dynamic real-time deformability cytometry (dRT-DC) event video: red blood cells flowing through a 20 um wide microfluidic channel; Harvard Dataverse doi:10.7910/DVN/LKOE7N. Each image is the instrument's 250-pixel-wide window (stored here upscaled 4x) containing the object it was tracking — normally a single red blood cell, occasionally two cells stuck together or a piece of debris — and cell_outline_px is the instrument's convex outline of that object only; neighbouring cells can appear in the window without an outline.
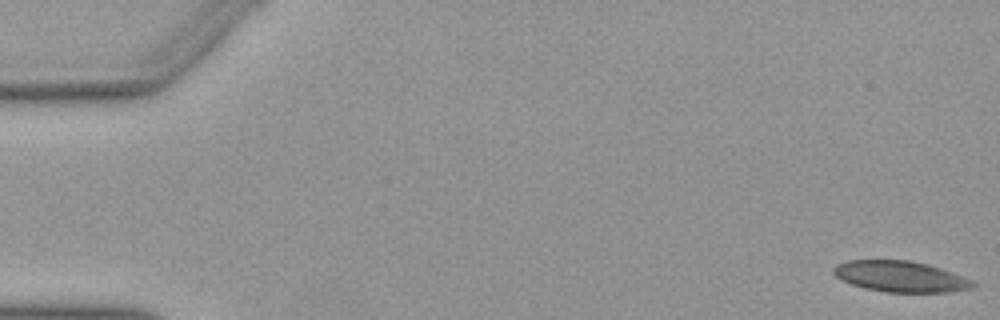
{"species": "Egyptian fruit bat (a non-hibernating species)", "species_latin": "Rousettus aegyptiacus", "temperature_condition": "warm", "stored_images_in_passage": 52, "camera_frame_rate_fps": 3000, "um_per_image_px": 0.085, "animal": {"sex": "female"}, "frame": {"image": 1, "passage_image": 1, "time_ms": 0.0, "image_size_px": [1000, 320], "cell_outline_px": [[976, 284], [972, 288], [948, 292], [884, 292], [864, 288], [840, 280], [832, 272], [832, 268], [836, 264], [848, 260], [908, 260], [928, 264], [952, 272], [972, 280]], "centroid_in_image_um": [76.5, 23.5], "position_along_channel_um": 8.5, "area_um2": 25.2}}
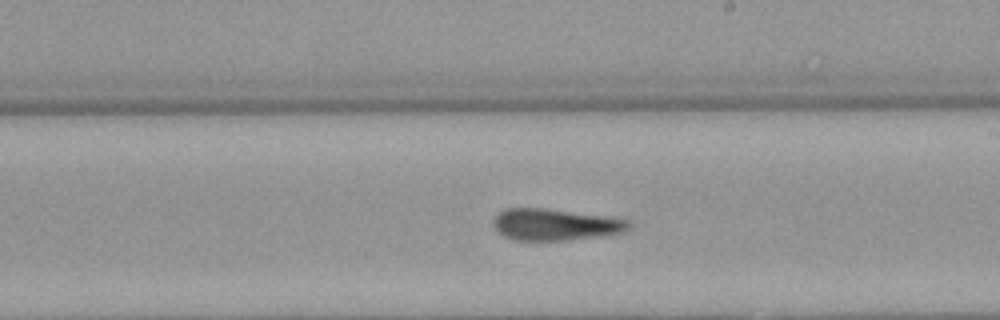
{"frame": {"image": 2, "passage_image": 30, "time_ms": 9.667, "image_size_px": [1000, 320], "cell_outline_px": [[632, 228], [624, 232], [604, 236], [568, 240], [512, 240], [496, 232], [492, 224], [492, 220], [504, 208], [544, 208], [604, 216], [628, 220], [632, 224]], "centroid_in_image_um": [47.18, 19.1], "position_along_channel_um": 241.8, "area_um2": 25.2}}
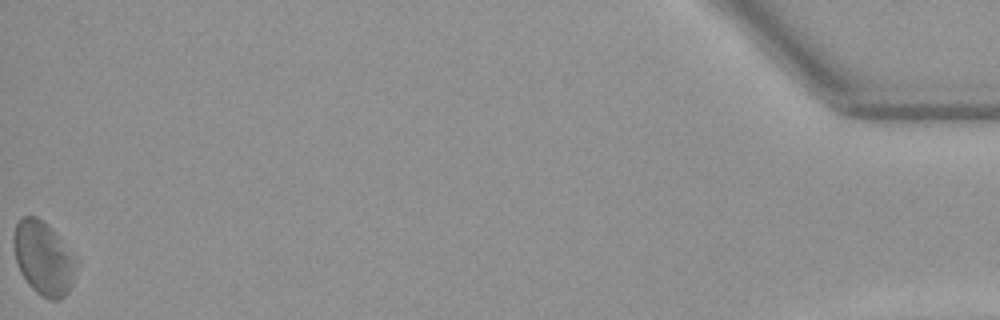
{"frame": {"image": 3, "passage_image": 52, "time_ms": 17.0, "image_size_px": [1000, 320], "cell_outline_px": [[76, 260], [72, 284], [68, 292], [60, 300], [48, 300], [40, 296], [28, 284], [20, 272], [16, 260], [12, 240], [16, 224], [24, 216], [36, 216], [56, 236]], "centroid_in_image_um": [3.65, 22.01], "position_along_channel_um": 431.6, "area_um2": 26.01}, "authors_computed_cell_mechanics": {"area_um2": 25.432, "velocity_mm_per_s": 3.9409, "shape_relaxation_time_tau1_ms": null, "shape_relaxation_time_tau2_ms": 4.9348, "deformation_change_tau1": null, "deformation_change_tau2": 0.1536}}